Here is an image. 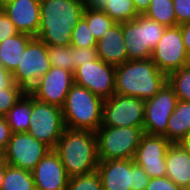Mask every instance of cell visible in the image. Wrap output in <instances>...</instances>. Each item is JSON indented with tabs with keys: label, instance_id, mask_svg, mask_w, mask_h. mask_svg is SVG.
<instances>
[{
	"label": "cell",
	"instance_id": "4dcf8cb0",
	"mask_svg": "<svg viewBox=\"0 0 190 190\" xmlns=\"http://www.w3.org/2000/svg\"><path fill=\"white\" fill-rule=\"evenodd\" d=\"M66 190H102V181L97 171L69 178Z\"/></svg>",
	"mask_w": 190,
	"mask_h": 190
},
{
	"label": "cell",
	"instance_id": "5b68a950",
	"mask_svg": "<svg viewBox=\"0 0 190 190\" xmlns=\"http://www.w3.org/2000/svg\"><path fill=\"white\" fill-rule=\"evenodd\" d=\"M128 60L151 59L153 49L162 38L166 26L144 14L121 23Z\"/></svg>",
	"mask_w": 190,
	"mask_h": 190
},
{
	"label": "cell",
	"instance_id": "3957f363",
	"mask_svg": "<svg viewBox=\"0 0 190 190\" xmlns=\"http://www.w3.org/2000/svg\"><path fill=\"white\" fill-rule=\"evenodd\" d=\"M166 82L167 75L151 59L128 60L115 67V94L146 101Z\"/></svg>",
	"mask_w": 190,
	"mask_h": 190
},
{
	"label": "cell",
	"instance_id": "f35d334b",
	"mask_svg": "<svg viewBox=\"0 0 190 190\" xmlns=\"http://www.w3.org/2000/svg\"><path fill=\"white\" fill-rule=\"evenodd\" d=\"M179 26L181 28L184 46L190 56V21Z\"/></svg>",
	"mask_w": 190,
	"mask_h": 190
},
{
	"label": "cell",
	"instance_id": "8d00e7d4",
	"mask_svg": "<svg viewBox=\"0 0 190 190\" xmlns=\"http://www.w3.org/2000/svg\"><path fill=\"white\" fill-rule=\"evenodd\" d=\"M12 131L7 123L5 116H0V147L5 151L9 140L11 139Z\"/></svg>",
	"mask_w": 190,
	"mask_h": 190
},
{
	"label": "cell",
	"instance_id": "7c38bea8",
	"mask_svg": "<svg viewBox=\"0 0 190 190\" xmlns=\"http://www.w3.org/2000/svg\"><path fill=\"white\" fill-rule=\"evenodd\" d=\"M74 83L106 100L115 94V66L100 58L77 67Z\"/></svg>",
	"mask_w": 190,
	"mask_h": 190
},
{
	"label": "cell",
	"instance_id": "ac0fdd59",
	"mask_svg": "<svg viewBox=\"0 0 190 190\" xmlns=\"http://www.w3.org/2000/svg\"><path fill=\"white\" fill-rule=\"evenodd\" d=\"M5 14L19 33L35 37L40 25V0H11L5 3Z\"/></svg>",
	"mask_w": 190,
	"mask_h": 190
},
{
	"label": "cell",
	"instance_id": "e0dca14e",
	"mask_svg": "<svg viewBox=\"0 0 190 190\" xmlns=\"http://www.w3.org/2000/svg\"><path fill=\"white\" fill-rule=\"evenodd\" d=\"M36 190H66L69 177L58 153L50 150L31 172Z\"/></svg>",
	"mask_w": 190,
	"mask_h": 190
},
{
	"label": "cell",
	"instance_id": "7402d4cb",
	"mask_svg": "<svg viewBox=\"0 0 190 190\" xmlns=\"http://www.w3.org/2000/svg\"><path fill=\"white\" fill-rule=\"evenodd\" d=\"M33 37L24 33H18L0 42V59L2 67L12 73Z\"/></svg>",
	"mask_w": 190,
	"mask_h": 190
},
{
	"label": "cell",
	"instance_id": "8fae6325",
	"mask_svg": "<svg viewBox=\"0 0 190 190\" xmlns=\"http://www.w3.org/2000/svg\"><path fill=\"white\" fill-rule=\"evenodd\" d=\"M151 60L166 75L190 64V56L184 46L179 25L166 27L162 38L153 49Z\"/></svg>",
	"mask_w": 190,
	"mask_h": 190
},
{
	"label": "cell",
	"instance_id": "ba28073f",
	"mask_svg": "<svg viewBox=\"0 0 190 190\" xmlns=\"http://www.w3.org/2000/svg\"><path fill=\"white\" fill-rule=\"evenodd\" d=\"M65 128L62 108L39 102L33 96L32 113L27 133L51 149H55Z\"/></svg>",
	"mask_w": 190,
	"mask_h": 190
},
{
	"label": "cell",
	"instance_id": "836d02e7",
	"mask_svg": "<svg viewBox=\"0 0 190 190\" xmlns=\"http://www.w3.org/2000/svg\"><path fill=\"white\" fill-rule=\"evenodd\" d=\"M177 26L190 21V0H173Z\"/></svg>",
	"mask_w": 190,
	"mask_h": 190
},
{
	"label": "cell",
	"instance_id": "30bf717a",
	"mask_svg": "<svg viewBox=\"0 0 190 190\" xmlns=\"http://www.w3.org/2000/svg\"><path fill=\"white\" fill-rule=\"evenodd\" d=\"M145 101L114 94L104 100L101 126L143 127Z\"/></svg>",
	"mask_w": 190,
	"mask_h": 190
},
{
	"label": "cell",
	"instance_id": "1f68e13d",
	"mask_svg": "<svg viewBox=\"0 0 190 190\" xmlns=\"http://www.w3.org/2000/svg\"><path fill=\"white\" fill-rule=\"evenodd\" d=\"M25 92L22 87L15 83L9 88L0 90V116H5Z\"/></svg>",
	"mask_w": 190,
	"mask_h": 190
},
{
	"label": "cell",
	"instance_id": "2e32d148",
	"mask_svg": "<svg viewBox=\"0 0 190 190\" xmlns=\"http://www.w3.org/2000/svg\"><path fill=\"white\" fill-rule=\"evenodd\" d=\"M170 145L165 136L144 134L133 160L150 178L166 176L165 155Z\"/></svg>",
	"mask_w": 190,
	"mask_h": 190
},
{
	"label": "cell",
	"instance_id": "4316f807",
	"mask_svg": "<svg viewBox=\"0 0 190 190\" xmlns=\"http://www.w3.org/2000/svg\"><path fill=\"white\" fill-rule=\"evenodd\" d=\"M83 17L86 19L87 25L97 41L106 30L116 24L101 8L88 5L85 7Z\"/></svg>",
	"mask_w": 190,
	"mask_h": 190
},
{
	"label": "cell",
	"instance_id": "44dd1931",
	"mask_svg": "<svg viewBox=\"0 0 190 190\" xmlns=\"http://www.w3.org/2000/svg\"><path fill=\"white\" fill-rule=\"evenodd\" d=\"M190 131V102L178 100L176 108L168 120L167 131L163 135L171 144H178Z\"/></svg>",
	"mask_w": 190,
	"mask_h": 190
},
{
	"label": "cell",
	"instance_id": "bcb514c9",
	"mask_svg": "<svg viewBox=\"0 0 190 190\" xmlns=\"http://www.w3.org/2000/svg\"><path fill=\"white\" fill-rule=\"evenodd\" d=\"M4 12V10L2 8H0V15Z\"/></svg>",
	"mask_w": 190,
	"mask_h": 190
},
{
	"label": "cell",
	"instance_id": "7a4b0ae2",
	"mask_svg": "<svg viewBox=\"0 0 190 190\" xmlns=\"http://www.w3.org/2000/svg\"><path fill=\"white\" fill-rule=\"evenodd\" d=\"M54 150L69 178L97 170L99 158L96 132L65 128Z\"/></svg>",
	"mask_w": 190,
	"mask_h": 190
},
{
	"label": "cell",
	"instance_id": "277c9868",
	"mask_svg": "<svg viewBox=\"0 0 190 190\" xmlns=\"http://www.w3.org/2000/svg\"><path fill=\"white\" fill-rule=\"evenodd\" d=\"M103 103L102 98L74 83L62 107L65 127L96 132L102 124Z\"/></svg>",
	"mask_w": 190,
	"mask_h": 190
},
{
	"label": "cell",
	"instance_id": "7bdbcfd3",
	"mask_svg": "<svg viewBox=\"0 0 190 190\" xmlns=\"http://www.w3.org/2000/svg\"><path fill=\"white\" fill-rule=\"evenodd\" d=\"M5 170H6V162L0 163V190L2 188V183H3V180H4Z\"/></svg>",
	"mask_w": 190,
	"mask_h": 190
},
{
	"label": "cell",
	"instance_id": "d4e9b609",
	"mask_svg": "<svg viewBox=\"0 0 190 190\" xmlns=\"http://www.w3.org/2000/svg\"><path fill=\"white\" fill-rule=\"evenodd\" d=\"M144 15L166 27L177 26L173 0H150L149 8Z\"/></svg>",
	"mask_w": 190,
	"mask_h": 190
},
{
	"label": "cell",
	"instance_id": "60d3db41",
	"mask_svg": "<svg viewBox=\"0 0 190 190\" xmlns=\"http://www.w3.org/2000/svg\"><path fill=\"white\" fill-rule=\"evenodd\" d=\"M179 144L190 153V131L186 136L179 142Z\"/></svg>",
	"mask_w": 190,
	"mask_h": 190
},
{
	"label": "cell",
	"instance_id": "5bb4252c",
	"mask_svg": "<svg viewBox=\"0 0 190 190\" xmlns=\"http://www.w3.org/2000/svg\"><path fill=\"white\" fill-rule=\"evenodd\" d=\"M178 98L168 82L152 98L145 101L143 130L148 135L163 136Z\"/></svg>",
	"mask_w": 190,
	"mask_h": 190
},
{
	"label": "cell",
	"instance_id": "d6a6232c",
	"mask_svg": "<svg viewBox=\"0 0 190 190\" xmlns=\"http://www.w3.org/2000/svg\"><path fill=\"white\" fill-rule=\"evenodd\" d=\"M75 69L82 64L98 59L96 48L73 47Z\"/></svg>",
	"mask_w": 190,
	"mask_h": 190
},
{
	"label": "cell",
	"instance_id": "9a60e30c",
	"mask_svg": "<svg viewBox=\"0 0 190 190\" xmlns=\"http://www.w3.org/2000/svg\"><path fill=\"white\" fill-rule=\"evenodd\" d=\"M73 84L72 72L52 66L29 92L39 102L62 108Z\"/></svg>",
	"mask_w": 190,
	"mask_h": 190
},
{
	"label": "cell",
	"instance_id": "52a82bcc",
	"mask_svg": "<svg viewBox=\"0 0 190 190\" xmlns=\"http://www.w3.org/2000/svg\"><path fill=\"white\" fill-rule=\"evenodd\" d=\"M102 190H145L150 177L133 159L99 160Z\"/></svg>",
	"mask_w": 190,
	"mask_h": 190
},
{
	"label": "cell",
	"instance_id": "d590c367",
	"mask_svg": "<svg viewBox=\"0 0 190 190\" xmlns=\"http://www.w3.org/2000/svg\"><path fill=\"white\" fill-rule=\"evenodd\" d=\"M18 30L8 16L3 12L0 15V42L18 34Z\"/></svg>",
	"mask_w": 190,
	"mask_h": 190
},
{
	"label": "cell",
	"instance_id": "4fadbf2b",
	"mask_svg": "<svg viewBox=\"0 0 190 190\" xmlns=\"http://www.w3.org/2000/svg\"><path fill=\"white\" fill-rule=\"evenodd\" d=\"M52 150L27 132L12 133L5 149V162L32 172L37 163Z\"/></svg>",
	"mask_w": 190,
	"mask_h": 190
},
{
	"label": "cell",
	"instance_id": "f546056e",
	"mask_svg": "<svg viewBox=\"0 0 190 190\" xmlns=\"http://www.w3.org/2000/svg\"><path fill=\"white\" fill-rule=\"evenodd\" d=\"M72 47H85V48H96L97 40L91 33L86 19L82 16L77 25L74 27L71 36Z\"/></svg>",
	"mask_w": 190,
	"mask_h": 190
},
{
	"label": "cell",
	"instance_id": "9c48e42d",
	"mask_svg": "<svg viewBox=\"0 0 190 190\" xmlns=\"http://www.w3.org/2000/svg\"><path fill=\"white\" fill-rule=\"evenodd\" d=\"M51 67L47 45L33 37L29 41L18 66L11 73L13 82L29 92Z\"/></svg>",
	"mask_w": 190,
	"mask_h": 190
},
{
	"label": "cell",
	"instance_id": "ffe728a7",
	"mask_svg": "<svg viewBox=\"0 0 190 190\" xmlns=\"http://www.w3.org/2000/svg\"><path fill=\"white\" fill-rule=\"evenodd\" d=\"M165 165L167 178L183 190L190 186V153L179 143L169 146Z\"/></svg>",
	"mask_w": 190,
	"mask_h": 190
},
{
	"label": "cell",
	"instance_id": "484cf974",
	"mask_svg": "<svg viewBox=\"0 0 190 190\" xmlns=\"http://www.w3.org/2000/svg\"><path fill=\"white\" fill-rule=\"evenodd\" d=\"M100 8L116 23L131 21L139 15L132 0H109Z\"/></svg>",
	"mask_w": 190,
	"mask_h": 190
},
{
	"label": "cell",
	"instance_id": "e575fe53",
	"mask_svg": "<svg viewBox=\"0 0 190 190\" xmlns=\"http://www.w3.org/2000/svg\"><path fill=\"white\" fill-rule=\"evenodd\" d=\"M145 190H183L166 176L150 178Z\"/></svg>",
	"mask_w": 190,
	"mask_h": 190
},
{
	"label": "cell",
	"instance_id": "d6986e66",
	"mask_svg": "<svg viewBox=\"0 0 190 190\" xmlns=\"http://www.w3.org/2000/svg\"><path fill=\"white\" fill-rule=\"evenodd\" d=\"M96 50L98 58L115 67L128 61L121 23H116L102 34Z\"/></svg>",
	"mask_w": 190,
	"mask_h": 190
},
{
	"label": "cell",
	"instance_id": "ab89813d",
	"mask_svg": "<svg viewBox=\"0 0 190 190\" xmlns=\"http://www.w3.org/2000/svg\"><path fill=\"white\" fill-rule=\"evenodd\" d=\"M138 14H144L150 5V0H132Z\"/></svg>",
	"mask_w": 190,
	"mask_h": 190
},
{
	"label": "cell",
	"instance_id": "ee69618b",
	"mask_svg": "<svg viewBox=\"0 0 190 190\" xmlns=\"http://www.w3.org/2000/svg\"><path fill=\"white\" fill-rule=\"evenodd\" d=\"M5 162V152L4 150L0 147V163Z\"/></svg>",
	"mask_w": 190,
	"mask_h": 190
},
{
	"label": "cell",
	"instance_id": "74e56055",
	"mask_svg": "<svg viewBox=\"0 0 190 190\" xmlns=\"http://www.w3.org/2000/svg\"><path fill=\"white\" fill-rule=\"evenodd\" d=\"M13 83L12 74L4 67H0V90L9 88Z\"/></svg>",
	"mask_w": 190,
	"mask_h": 190
},
{
	"label": "cell",
	"instance_id": "f1b7e54d",
	"mask_svg": "<svg viewBox=\"0 0 190 190\" xmlns=\"http://www.w3.org/2000/svg\"><path fill=\"white\" fill-rule=\"evenodd\" d=\"M47 51L53 67H60L74 74L75 61L72 46H47Z\"/></svg>",
	"mask_w": 190,
	"mask_h": 190
},
{
	"label": "cell",
	"instance_id": "603a6c76",
	"mask_svg": "<svg viewBox=\"0 0 190 190\" xmlns=\"http://www.w3.org/2000/svg\"><path fill=\"white\" fill-rule=\"evenodd\" d=\"M32 105L33 95L26 91L17 103L7 112L5 118L12 133L28 132Z\"/></svg>",
	"mask_w": 190,
	"mask_h": 190
},
{
	"label": "cell",
	"instance_id": "8992f818",
	"mask_svg": "<svg viewBox=\"0 0 190 190\" xmlns=\"http://www.w3.org/2000/svg\"><path fill=\"white\" fill-rule=\"evenodd\" d=\"M143 127L100 126L96 131L99 160L133 159Z\"/></svg>",
	"mask_w": 190,
	"mask_h": 190
},
{
	"label": "cell",
	"instance_id": "6da1fadb",
	"mask_svg": "<svg viewBox=\"0 0 190 190\" xmlns=\"http://www.w3.org/2000/svg\"><path fill=\"white\" fill-rule=\"evenodd\" d=\"M86 6V0H40V25L35 37L47 46H70L74 27Z\"/></svg>",
	"mask_w": 190,
	"mask_h": 190
},
{
	"label": "cell",
	"instance_id": "f6af8a7d",
	"mask_svg": "<svg viewBox=\"0 0 190 190\" xmlns=\"http://www.w3.org/2000/svg\"><path fill=\"white\" fill-rule=\"evenodd\" d=\"M5 0H0V8H4V6H5Z\"/></svg>",
	"mask_w": 190,
	"mask_h": 190
},
{
	"label": "cell",
	"instance_id": "b9f144b4",
	"mask_svg": "<svg viewBox=\"0 0 190 190\" xmlns=\"http://www.w3.org/2000/svg\"><path fill=\"white\" fill-rule=\"evenodd\" d=\"M109 0H86L88 6L100 8L105 2Z\"/></svg>",
	"mask_w": 190,
	"mask_h": 190
},
{
	"label": "cell",
	"instance_id": "83f0119b",
	"mask_svg": "<svg viewBox=\"0 0 190 190\" xmlns=\"http://www.w3.org/2000/svg\"><path fill=\"white\" fill-rule=\"evenodd\" d=\"M167 82L173 88L178 100L190 102V64L169 73Z\"/></svg>",
	"mask_w": 190,
	"mask_h": 190
},
{
	"label": "cell",
	"instance_id": "cb8c5ba5",
	"mask_svg": "<svg viewBox=\"0 0 190 190\" xmlns=\"http://www.w3.org/2000/svg\"><path fill=\"white\" fill-rule=\"evenodd\" d=\"M1 190H36L32 173L6 163Z\"/></svg>",
	"mask_w": 190,
	"mask_h": 190
}]
</instances>
